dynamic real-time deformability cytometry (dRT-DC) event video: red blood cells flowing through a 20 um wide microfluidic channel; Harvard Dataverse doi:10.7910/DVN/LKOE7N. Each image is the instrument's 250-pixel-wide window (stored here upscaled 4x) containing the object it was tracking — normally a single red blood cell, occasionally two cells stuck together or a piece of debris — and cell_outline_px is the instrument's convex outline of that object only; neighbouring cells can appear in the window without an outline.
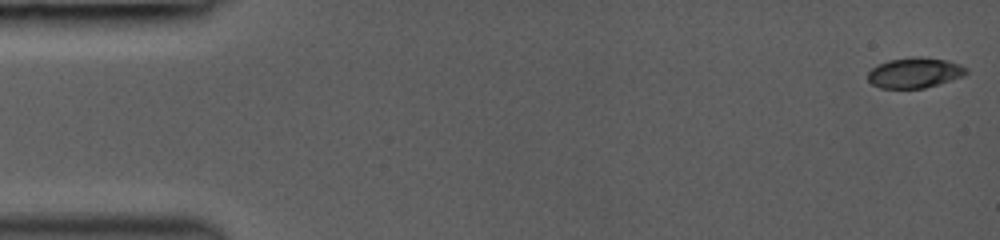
{"species": "common noctule bat (a hibernating species)", "species_latin": "Nyctalus noctula", "temperature_condition": "room temperature", "stored_images_in_passage": 2, "segment_of_instrument_passage": [2, 2], "camera_frame_rate_fps": 3000, "um_per_image_px": 0.085, "animal": {"sex": "female", "body_mass_g": 19.0, "forearm_length_mm": 53.3}, "frame": {"image": 1, "passage_image": 2, "time_ms": 1.333, "image_size_px": [1000, 240], "cell_outline_px": [[968, 72], [964, 76], [924, 88], [880, 88], [872, 84], [868, 80], [868, 72], [872, 68], [888, 60], [912, 56], [920, 56], [948, 60], [960, 64], [968, 68]], "centroid_in_image_um": [77.77, 6.17], "position_along_channel_um": 7.2, "area_um2": 17.51}}